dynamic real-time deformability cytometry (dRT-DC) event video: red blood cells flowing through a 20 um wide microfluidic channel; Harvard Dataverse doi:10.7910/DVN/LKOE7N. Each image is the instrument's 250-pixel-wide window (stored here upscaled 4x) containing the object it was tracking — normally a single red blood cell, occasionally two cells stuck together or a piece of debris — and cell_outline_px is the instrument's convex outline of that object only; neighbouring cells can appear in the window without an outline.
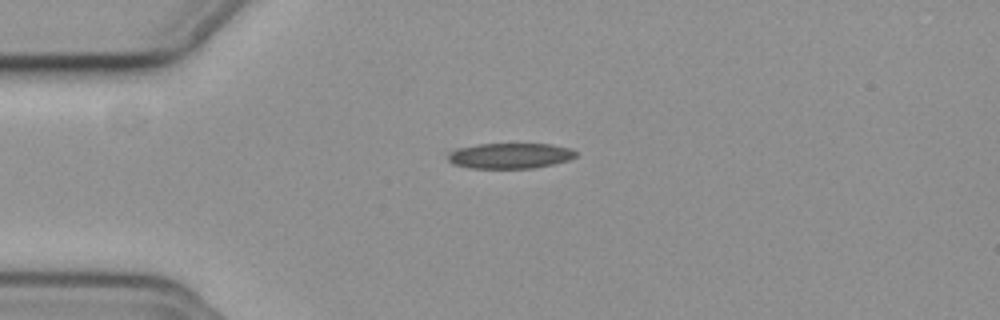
{"species": "common noctule bat (a hibernating species)", "species_latin": "Nyctalus noctula", "temperature_condition": "cold", "stored_images_in_passage": 43, "camera_frame_rate_fps": 3000, "um_per_image_px": 0.085, "animal": {"sex": "female", "body_mass_g": 19.3, "forearm_length_mm": 54.1}, "frame": {"image": 1, "passage_image": 1, "time_ms": 0.0, "image_size_px": [1000, 320], "cell_outline_px": [[576, 156], [568, 160], [536, 168], [468, 168], [452, 164], [448, 160], [448, 152], [456, 148], [480, 144], [552, 144], [572, 148], [576, 152]], "centroid_in_image_um": [43.33, 13.24], "position_along_channel_um": 41.7, "area_um2": 19.13}}
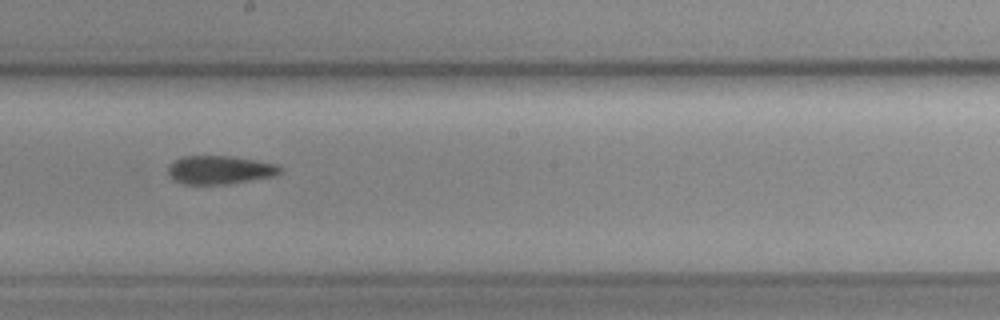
{"frame": {"image": 2, "passage_image": 18, "time_ms": 5.667, "image_size_px": [1000, 320], "cell_outline_px": [[284, 172], [276, 176], [228, 184], [184, 184], [172, 180], [168, 172], [168, 164], [180, 156], [232, 156], [256, 160], [276, 164]], "centroid_in_image_um": [18.67, 14.44], "position_along_channel_um": 229.5, "area_um2": 18.84}}
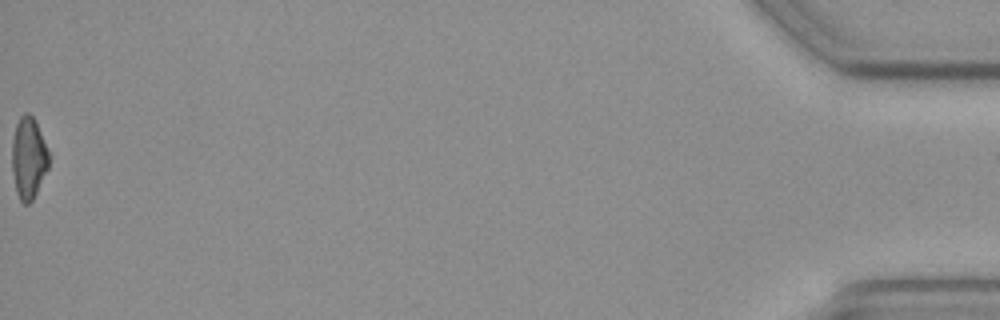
{"frame": {"image": 3, "passage_image": 43, "time_ms": 14.0, "image_size_px": [1000, 320], "cell_outline_px": [[48, 168], [32, 200], [28, 204], [24, 204], [20, 200], [16, 192], [12, 172], [12, 140], [16, 124], [20, 116], [24, 112], [28, 112], [36, 120], [48, 152]], "centroid_in_image_um": [2.4, 13.41], "position_along_channel_um": 432.8, "area_um2": 17.46}}